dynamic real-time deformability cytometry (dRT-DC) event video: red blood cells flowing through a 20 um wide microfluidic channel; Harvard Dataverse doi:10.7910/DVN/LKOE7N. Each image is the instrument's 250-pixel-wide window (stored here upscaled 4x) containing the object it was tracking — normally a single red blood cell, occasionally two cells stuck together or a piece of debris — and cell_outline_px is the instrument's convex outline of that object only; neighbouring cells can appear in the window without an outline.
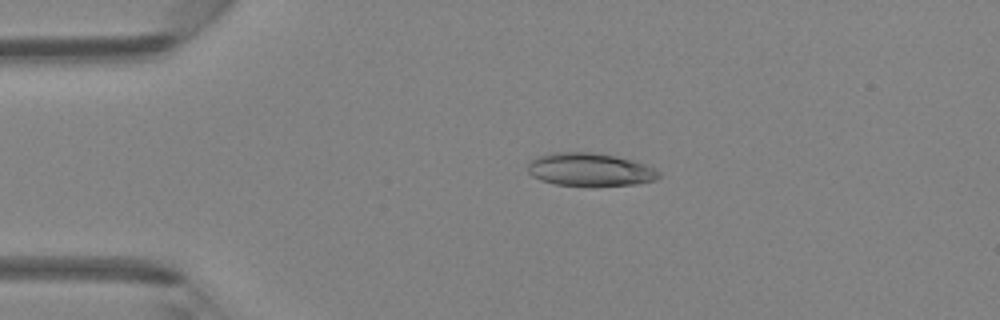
{"species": "Egyptian fruit bat (a non-hibernating species)", "species_latin": "Rousettus aegyptiacus", "temperature_condition": "room temperature", "stored_images_in_passage": 46, "camera_frame_rate_fps": 3000, "um_per_image_px": 0.085, "animal": {"sex": "female"}, "frame": {"image": 1, "passage_image": 10, "time_ms": 3.0, "image_size_px": [1000, 320], "cell_outline_px": [[660, 176], [656, 180], [636, 184], [592, 188], [556, 184], [540, 180], [532, 176], [528, 172], [528, 164], [536, 156], [552, 152], [596, 152], [636, 160], [656, 168], [660, 172]], "centroid_in_image_um": [50.19, 14.43], "position_along_channel_um": 34.8, "area_um2": 26.24}}
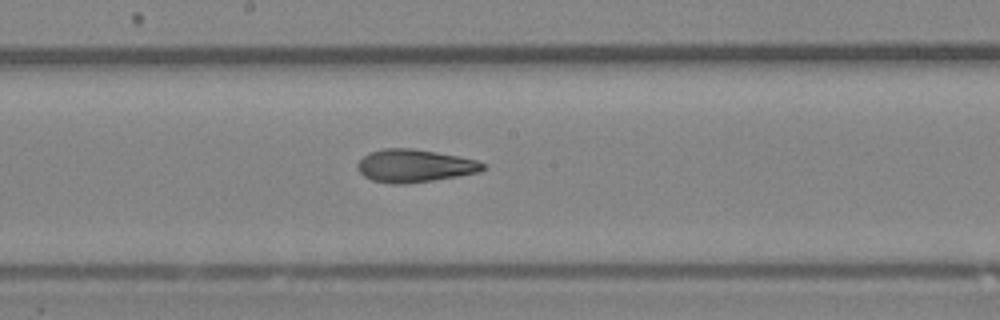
{"frame": {"image": 2, "passage_image": 25, "time_ms": 8.0, "image_size_px": [1000, 320], "cell_outline_px": [[488, 168], [480, 172], [432, 180], [404, 184], [392, 184], [372, 180], [364, 176], [356, 168], [356, 164], [368, 152], [384, 148], [412, 148], [460, 156], [476, 160], [488, 164]], "centroid_in_image_um": [35.26, 14.08], "position_along_channel_um": 212.9, "area_um2": 24.16}}
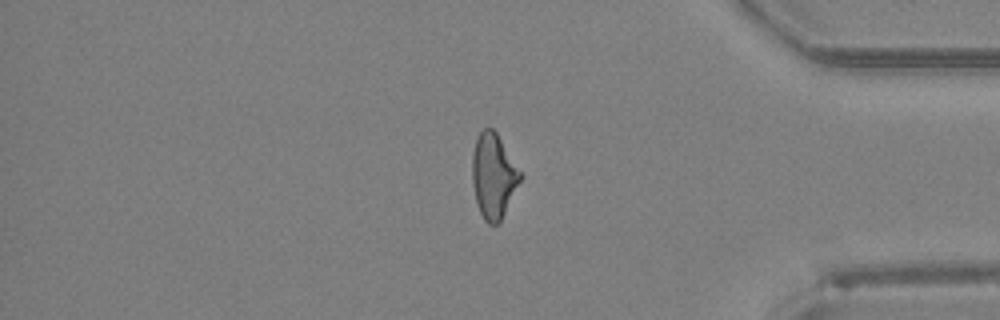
{"frame": {"image": 3, "passage_image": 39, "time_ms": 12.667, "image_size_px": [1000, 320], "cell_outline_px": [[524, 176], [500, 220], [496, 224], [488, 224], [484, 220], [480, 212], [476, 200], [472, 184], [472, 152], [476, 136], [484, 128], [492, 128], [496, 132]], "centroid_in_image_um": [41.94, 14.93], "position_along_channel_um": 393.3, "area_um2": 23.76}, "authors_computed_cell_mechanics": {"area_um2": 24.3338, "velocity_mm_per_s": 4.3799, "shape_relaxation_time_tau1_ms": 5.2574, "shape_relaxation_time_tau2_ms": 2.5258, "deformation_change_tau1": 0.1768, "deformation_change_tau2": 0.1196}}